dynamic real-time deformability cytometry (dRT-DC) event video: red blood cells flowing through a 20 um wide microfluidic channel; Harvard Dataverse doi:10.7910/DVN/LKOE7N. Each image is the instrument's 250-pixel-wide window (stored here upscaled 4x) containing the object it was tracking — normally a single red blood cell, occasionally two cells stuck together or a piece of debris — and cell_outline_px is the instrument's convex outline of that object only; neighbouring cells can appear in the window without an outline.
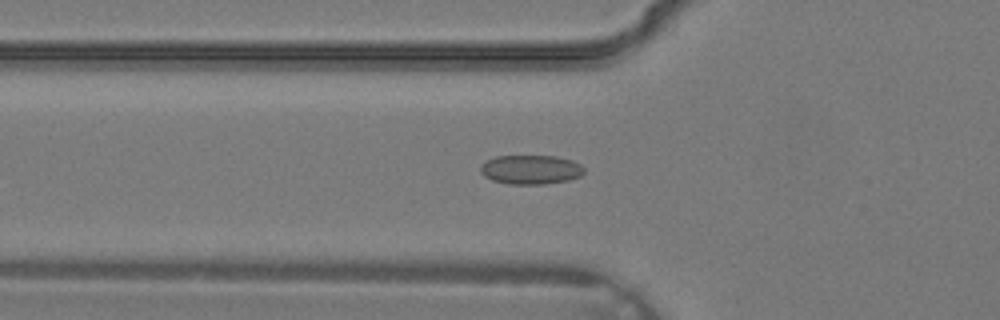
{"species": "common noctule bat (a hibernating species)", "species_latin": "Nyctalus noctula", "temperature_condition": "warm", "stored_images_in_passage": 28, "camera_frame_rate_fps": 3000, "um_per_image_px": 0.085, "animal": {"sex": "male", "body_mass_g": 19.2, "forearm_length_mm": 51.8}, "frame": {"image": 1, "passage_image": 5, "time_ms": 1.333, "image_size_px": [1000, 320], "cell_outline_px": [[584, 172], [580, 176], [568, 180], [544, 184], [508, 184], [492, 180], [484, 176], [480, 172], [480, 164], [496, 156], [556, 156], [572, 160], [580, 164], [584, 168]], "centroid_in_image_um": [45.1, 14.41], "position_along_channel_um": 80.7, "area_um2": 17.69}}
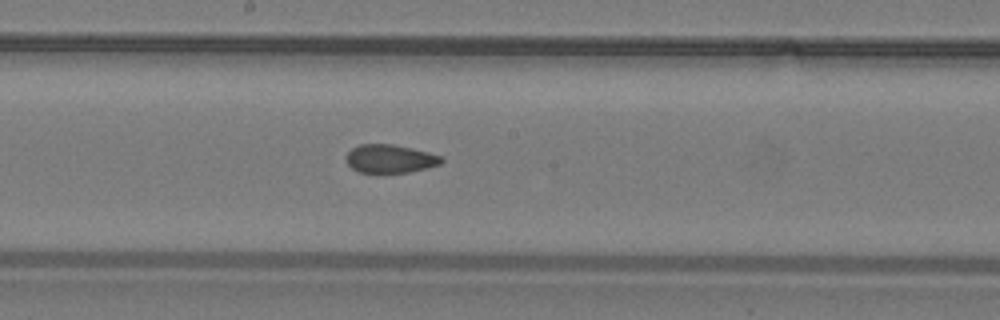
{"frame": {"image": 2, "passage_image": 12, "time_ms": 3.667, "image_size_px": [1000, 320], "cell_outline_px": [[444, 160], [440, 164], [428, 168], [408, 172], [360, 172], [352, 168], [348, 164], [344, 156], [352, 148], [360, 144], [392, 144], [412, 148], [444, 156]], "centroid_in_image_um": [33.17, 13.48], "position_along_channel_um": 215.0, "area_um2": 15.78}}
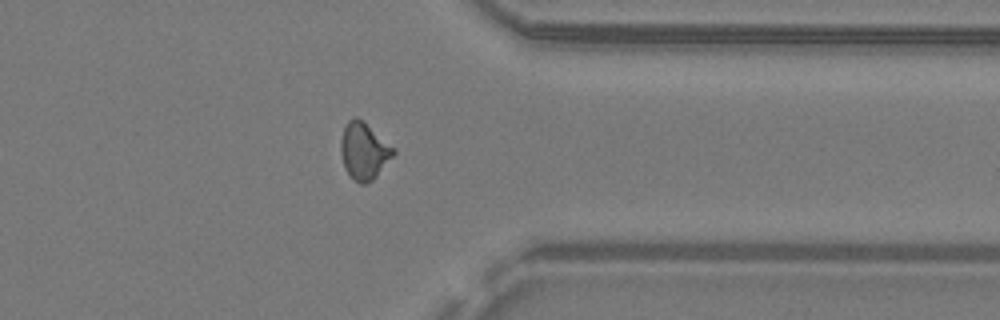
{"frame": {"image": 3, "passage_image": 21, "time_ms": 6.667, "image_size_px": [1000, 320], "cell_outline_px": [[396, 152], [376, 176], [372, 180], [364, 184], [360, 184], [352, 180], [344, 168], [340, 152], [340, 140], [344, 128], [348, 120], [352, 116], [356, 116], [364, 120], [396, 148]], "centroid_in_image_um": [30.93, 12.81], "position_along_channel_um": 380.5, "area_um2": 17.86}}